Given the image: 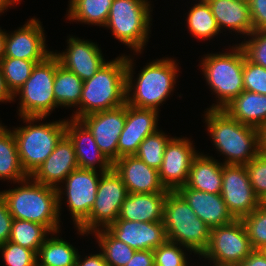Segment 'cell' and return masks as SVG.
<instances>
[{"label":"cell","mask_w":266,"mask_h":266,"mask_svg":"<svg viewBox=\"0 0 266 266\" xmlns=\"http://www.w3.org/2000/svg\"><path fill=\"white\" fill-rule=\"evenodd\" d=\"M172 138L165 134L164 131L157 130L141 142L135 156L151 168L159 170L163 163V155L167 143Z\"/></svg>","instance_id":"36"},{"label":"cell","mask_w":266,"mask_h":266,"mask_svg":"<svg viewBox=\"0 0 266 266\" xmlns=\"http://www.w3.org/2000/svg\"><path fill=\"white\" fill-rule=\"evenodd\" d=\"M57 68V57L53 52L36 63L25 84L13 95L19 96V116L48 117L57 107L53 86Z\"/></svg>","instance_id":"9"},{"label":"cell","mask_w":266,"mask_h":266,"mask_svg":"<svg viewBox=\"0 0 266 266\" xmlns=\"http://www.w3.org/2000/svg\"><path fill=\"white\" fill-rule=\"evenodd\" d=\"M151 1L113 0L107 23L104 26L112 31V36L127 45L131 51L142 53L149 39L151 26Z\"/></svg>","instance_id":"8"},{"label":"cell","mask_w":266,"mask_h":266,"mask_svg":"<svg viewBox=\"0 0 266 266\" xmlns=\"http://www.w3.org/2000/svg\"><path fill=\"white\" fill-rule=\"evenodd\" d=\"M18 184L17 188L0 191L13 219L39 223L51 233L60 232L57 188L40 184L31 176Z\"/></svg>","instance_id":"2"},{"label":"cell","mask_w":266,"mask_h":266,"mask_svg":"<svg viewBox=\"0 0 266 266\" xmlns=\"http://www.w3.org/2000/svg\"><path fill=\"white\" fill-rule=\"evenodd\" d=\"M244 90L266 94V68L249 61L244 54L243 66Z\"/></svg>","instance_id":"42"},{"label":"cell","mask_w":266,"mask_h":266,"mask_svg":"<svg viewBox=\"0 0 266 266\" xmlns=\"http://www.w3.org/2000/svg\"><path fill=\"white\" fill-rule=\"evenodd\" d=\"M78 168L74 146L65 134L54 151L36 169L31 177L40 184L58 188L65 178Z\"/></svg>","instance_id":"22"},{"label":"cell","mask_w":266,"mask_h":266,"mask_svg":"<svg viewBox=\"0 0 266 266\" xmlns=\"http://www.w3.org/2000/svg\"><path fill=\"white\" fill-rule=\"evenodd\" d=\"M112 168L121 177L128 193H168L158 170L151 168L135 155L116 160Z\"/></svg>","instance_id":"20"},{"label":"cell","mask_w":266,"mask_h":266,"mask_svg":"<svg viewBox=\"0 0 266 266\" xmlns=\"http://www.w3.org/2000/svg\"><path fill=\"white\" fill-rule=\"evenodd\" d=\"M187 137L172 138L165 148L160 179L169 191H177L187 183L193 159L199 154Z\"/></svg>","instance_id":"15"},{"label":"cell","mask_w":266,"mask_h":266,"mask_svg":"<svg viewBox=\"0 0 266 266\" xmlns=\"http://www.w3.org/2000/svg\"><path fill=\"white\" fill-rule=\"evenodd\" d=\"M126 55L106 62L90 79L83 81L80 103L73 119L126 104Z\"/></svg>","instance_id":"3"},{"label":"cell","mask_w":266,"mask_h":266,"mask_svg":"<svg viewBox=\"0 0 266 266\" xmlns=\"http://www.w3.org/2000/svg\"><path fill=\"white\" fill-rule=\"evenodd\" d=\"M254 31H266V0H247Z\"/></svg>","instance_id":"43"},{"label":"cell","mask_w":266,"mask_h":266,"mask_svg":"<svg viewBox=\"0 0 266 266\" xmlns=\"http://www.w3.org/2000/svg\"><path fill=\"white\" fill-rule=\"evenodd\" d=\"M108 266H126L135 250L115 238L106 228L93 231Z\"/></svg>","instance_id":"33"},{"label":"cell","mask_w":266,"mask_h":266,"mask_svg":"<svg viewBox=\"0 0 266 266\" xmlns=\"http://www.w3.org/2000/svg\"><path fill=\"white\" fill-rule=\"evenodd\" d=\"M205 125L223 164L246 165L260 152L257 129L231 118L223 109H206Z\"/></svg>","instance_id":"4"},{"label":"cell","mask_w":266,"mask_h":266,"mask_svg":"<svg viewBox=\"0 0 266 266\" xmlns=\"http://www.w3.org/2000/svg\"><path fill=\"white\" fill-rule=\"evenodd\" d=\"M83 80L75 73L64 68L57 59V68L53 86L55 101L60 107H77L80 103Z\"/></svg>","instance_id":"30"},{"label":"cell","mask_w":266,"mask_h":266,"mask_svg":"<svg viewBox=\"0 0 266 266\" xmlns=\"http://www.w3.org/2000/svg\"><path fill=\"white\" fill-rule=\"evenodd\" d=\"M126 266H154L153 250H137Z\"/></svg>","instance_id":"45"},{"label":"cell","mask_w":266,"mask_h":266,"mask_svg":"<svg viewBox=\"0 0 266 266\" xmlns=\"http://www.w3.org/2000/svg\"><path fill=\"white\" fill-rule=\"evenodd\" d=\"M41 61H29L18 58L3 57L0 67L5 78L7 88L14 94L21 88L32 74L36 63Z\"/></svg>","instance_id":"35"},{"label":"cell","mask_w":266,"mask_h":266,"mask_svg":"<svg viewBox=\"0 0 266 266\" xmlns=\"http://www.w3.org/2000/svg\"><path fill=\"white\" fill-rule=\"evenodd\" d=\"M5 38H6V31L2 30L0 27V61L3 59L5 55Z\"/></svg>","instance_id":"50"},{"label":"cell","mask_w":266,"mask_h":266,"mask_svg":"<svg viewBox=\"0 0 266 266\" xmlns=\"http://www.w3.org/2000/svg\"><path fill=\"white\" fill-rule=\"evenodd\" d=\"M106 229L135 251L154 250L167 240L163 221L139 222L116 219Z\"/></svg>","instance_id":"19"},{"label":"cell","mask_w":266,"mask_h":266,"mask_svg":"<svg viewBox=\"0 0 266 266\" xmlns=\"http://www.w3.org/2000/svg\"><path fill=\"white\" fill-rule=\"evenodd\" d=\"M159 111L126 103V121L118 139V159L135 155L141 142L158 130Z\"/></svg>","instance_id":"18"},{"label":"cell","mask_w":266,"mask_h":266,"mask_svg":"<svg viewBox=\"0 0 266 266\" xmlns=\"http://www.w3.org/2000/svg\"><path fill=\"white\" fill-rule=\"evenodd\" d=\"M13 102L14 101V95L11 93V91L7 88L5 78L3 76L1 67H0V102Z\"/></svg>","instance_id":"48"},{"label":"cell","mask_w":266,"mask_h":266,"mask_svg":"<svg viewBox=\"0 0 266 266\" xmlns=\"http://www.w3.org/2000/svg\"><path fill=\"white\" fill-rule=\"evenodd\" d=\"M67 20L105 26L113 0H69Z\"/></svg>","instance_id":"31"},{"label":"cell","mask_w":266,"mask_h":266,"mask_svg":"<svg viewBox=\"0 0 266 266\" xmlns=\"http://www.w3.org/2000/svg\"><path fill=\"white\" fill-rule=\"evenodd\" d=\"M20 118L27 125L13 128L12 132L21 166L25 173L31 176L66 134V119L38 124L37 122L47 117L20 116Z\"/></svg>","instance_id":"5"},{"label":"cell","mask_w":266,"mask_h":266,"mask_svg":"<svg viewBox=\"0 0 266 266\" xmlns=\"http://www.w3.org/2000/svg\"><path fill=\"white\" fill-rule=\"evenodd\" d=\"M66 135L74 146L78 168L91 170L99 168L103 173L112 169L113 164L101 152L92 132L81 120L66 119Z\"/></svg>","instance_id":"21"},{"label":"cell","mask_w":266,"mask_h":266,"mask_svg":"<svg viewBox=\"0 0 266 266\" xmlns=\"http://www.w3.org/2000/svg\"><path fill=\"white\" fill-rule=\"evenodd\" d=\"M183 247V248H182ZM184 249V250H183ZM193 253L189 248L166 240L153 250L154 266H189L186 252Z\"/></svg>","instance_id":"38"},{"label":"cell","mask_w":266,"mask_h":266,"mask_svg":"<svg viewBox=\"0 0 266 266\" xmlns=\"http://www.w3.org/2000/svg\"><path fill=\"white\" fill-rule=\"evenodd\" d=\"M186 21L187 28L191 35L195 36L194 38L205 41L222 33L206 0H199L198 3L191 7Z\"/></svg>","instance_id":"32"},{"label":"cell","mask_w":266,"mask_h":266,"mask_svg":"<svg viewBox=\"0 0 266 266\" xmlns=\"http://www.w3.org/2000/svg\"><path fill=\"white\" fill-rule=\"evenodd\" d=\"M262 251L266 254V247Z\"/></svg>","instance_id":"55"},{"label":"cell","mask_w":266,"mask_h":266,"mask_svg":"<svg viewBox=\"0 0 266 266\" xmlns=\"http://www.w3.org/2000/svg\"><path fill=\"white\" fill-rule=\"evenodd\" d=\"M220 194L235 219L249 215L262 203L254 193L245 165L222 163Z\"/></svg>","instance_id":"13"},{"label":"cell","mask_w":266,"mask_h":266,"mask_svg":"<svg viewBox=\"0 0 266 266\" xmlns=\"http://www.w3.org/2000/svg\"><path fill=\"white\" fill-rule=\"evenodd\" d=\"M127 195L126 186L115 170L112 168L104 172L99 180L94 205L89 216L76 227L77 233L87 236L114 223Z\"/></svg>","instance_id":"10"},{"label":"cell","mask_w":266,"mask_h":266,"mask_svg":"<svg viewBox=\"0 0 266 266\" xmlns=\"http://www.w3.org/2000/svg\"><path fill=\"white\" fill-rule=\"evenodd\" d=\"M67 45L66 52H52L60 65L83 81L90 79L106 63L101 48L92 41L69 35Z\"/></svg>","instance_id":"17"},{"label":"cell","mask_w":266,"mask_h":266,"mask_svg":"<svg viewBox=\"0 0 266 266\" xmlns=\"http://www.w3.org/2000/svg\"><path fill=\"white\" fill-rule=\"evenodd\" d=\"M189 188L211 194H220L222 189V163L202 152L193 159L187 183Z\"/></svg>","instance_id":"26"},{"label":"cell","mask_w":266,"mask_h":266,"mask_svg":"<svg viewBox=\"0 0 266 266\" xmlns=\"http://www.w3.org/2000/svg\"><path fill=\"white\" fill-rule=\"evenodd\" d=\"M27 177L19 160L14 134L6 126L0 132V180L18 183Z\"/></svg>","instance_id":"29"},{"label":"cell","mask_w":266,"mask_h":266,"mask_svg":"<svg viewBox=\"0 0 266 266\" xmlns=\"http://www.w3.org/2000/svg\"><path fill=\"white\" fill-rule=\"evenodd\" d=\"M41 21L31 18L10 34L6 31L4 57L43 61L52 51L47 50Z\"/></svg>","instance_id":"16"},{"label":"cell","mask_w":266,"mask_h":266,"mask_svg":"<svg viewBox=\"0 0 266 266\" xmlns=\"http://www.w3.org/2000/svg\"><path fill=\"white\" fill-rule=\"evenodd\" d=\"M245 166L255 195L266 203V155L259 153Z\"/></svg>","instance_id":"40"},{"label":"cell","mask_w":266,"mask_h":266,"mask_svg":"<svg viewBox=\"0 0 266 266\" xmlns=\"http://www.w3.org/2000/svg\"><path fill=\"white\" fill-rule=\"evenodd\" d=\"M249 36L238 44L249 61L266 68V31H253Z\"/></svg>","instance_id":"41"},{"label":"cell","mask_w":266,"mask_h":266,"mask_svg":"<svg viewBox=\"0 0 266 266\" xmlns=\"http://www.w3.org/2000/svg\"><path fill=\"white\" fill-rule=\"evenodd\" d=\"M223 110L231 118L257 129L266 123V94L244 90Z\"/></svg>","instance_id":"27"},{"label":"cell","mask_w":266,"mask_h":266,"mask_svg":"<svg viewBox=\"0 0 266 266\" xmlns=\"http://www.w3.org/2000/svg\"><path fill=\"white\" fill-rule=\"evenodd\" d=\"M6 126H4L2 123H0V132L5 128Z\"/></svg>","instance_id":"53"},{"label":"cell","mask_w":266,"mask_h":266,"mask_svg":"<svg viewBox=\"0 0 266 266\" xmlns=\"http://www.w3.org/2000/svg\"><path fill=\"white\" fill-rule=\"evenodd\" d=\"M241 266H266V254L262 250H253L240 264Z\"/></svg>","instance_id":"47"},{"label":"cell","mask_w":266,"mask_h":266,"mask_svg":"<svg viewBox=\"0 0 266 266\" xmlns=\"http://www.w3.org/2000/svg\"><path fill=\"white\" fill-rule=\"evenodd\" d=\"M6 9H8V7L0 0V13H4Z\"/></svg>","instance_id":"52"},{"label":"cell","mask_w":266,"mask_h":266,"mask_svg":"<svg viewBox=\"0 0 266 266\" xmlns=\"http://www.w3.org/2000/svg\"><path fill=\"white\" fill-rule=\"evenodd\" d=\"M126 60V103L136 108L155 109L174 91L179 66L173 58H160L146 64L133 80V58ZM176 62V63H175ZM134 82V83H133ZM132 92V93H131Z\"/></svg>","instance_id":"1"},{"label":"cell","mask_w":266,"mask_h":266,"mask_svg":"<svg viewBox=\"0 0 266 266\" xmlns=\"http://www.w3.org/2000/svg\"><path fill=\"white\" fill-rule=\"evenodd\" d=\"M7 7L14 6V4H18L22 0H1Z\"/></svg>","instance_id":"51"},{"label":"cell","mask_w":266,"mask_h":266,"mask_svg":"<svg viewBox=\"0 0 266 266\" xmlns=\"http://www.w3.org/2000/svg\"><path fill=\"white\" fill-rule=\"evenodd\" d=\"M163 225L167 240L189 248L198 257L209 246L211 229L177 191H169L166 195Z\"/></svg>","instance_id":"7"},{"label":"cell","mask_w":266,"mask_h":266,"mask_svg":"<svg viewBox=\"0 0 266 266\" xmlns=\"http://www.w3.org/2000/svg\"><path fill=\"white\" fill-rule=\"evenodd\" d=\"M13 217L8 210L5 198L0 193V245L10 239Z\"/></svg>","instance_id":"44"},{"label":"cell","mask_w":266,"mask_h":266,"mask_svg":"<svg viewBox=\"0 0 266 266\" xmlns=\"http://www.w3.org/2000/svg\"><path fill=\"white\" fill-rule=\"evenodd\" d=\"M97 171L99 170L77 168L62 182L65 185L57 188L59 214L61 216V201L66 195V204L75 228L89 216L96 200L99 180L103 174L100 171L98 174Z\"/></svg>","instance_id":"12"},{"label":"cell","mask_w":266,"mask_h":266,"mask_svg":"<svg viewBox=\"0 0 266 266\" xmlns=\"http://www.w3.org/2000/svg\"><path fill=\"white\" fill-rule=\"evenodd\" d=\"M54 232L47 237L37 253L39 266H75L78 256L76 249L70 242L59 239ZM55 236V237H52Z\"/></svg>","instance_id":"28"},{"label":"cell","mask_w":266,"mask_h":266,"mask_svg":"<svg viewBox=\"0 0 266 266\" xmlns=\"http://www.w3.org/2000/svg\"><path fill=\"white\" fill-rule=\"evenodd\" d=\"M219 266H241L240 264H234V265H219Z\"/></svg>","instance_id":"54"},{"label":"cell","mask_w":266,"mask_h":266,"mask_svg":"<svg viewBox=\"0 0 266 266\" xmlns=\"http://www.w3.org/2000/svg\"><path fill=\"white\" fill-rule=\"evenodd\" d=\"M241 220L253 250H263L266 247V203H261L252 213Z\"/></svg>","instance_id":"37"},{"label":"cell","mask_w":266,"mask_h":266,"mask_svg":"<svg viewBox=\"0 0 266 266\" xmlns=\"http://www.w3.org/2000/svg\"><path fill=\"white\" fill-rule=\"evenodd\" d=\"M177 192L210 229L230 224L235 220L221 194L199 191L186 185L180 187Z\"/></svg>","instance_id":"23"},{"label":"cell","mask_w":266,"mask_h":266,"mask_svg":"<svg viewBox=\"0 0 266 266\" xmlns=\"http://www.w3.org/2000/svg\"><path fill=\"white\" fill-rule=\"evenodd\" d=\"M0 253L6 266H36L37 253L11 241L0 245Z\"/></svg>","instance_id":"39"},{"label":"cell","mask_w":266,"mask_h":266,"mask_svg":"<svg viewBox=\"0 0 266 266\" xmlns=\"http://www.w3.org/2000/svg\"><path fill=\"white\" fill-rule=\"evenodd\" d=\"M219 30L224 28L246 38L253 31L247 0H206Z\"/></svg>","instance_id":"24"},{"label":"cell","mask_w":266,"mask_h":266,"mask_svg":"<svg viewBox=\"0 0 266 266\" xmlns=\"http://www.w3.org/2000/svg\"><path fill=\"white\" fill-rule=\"evenodd\" d=\"M92 132L101 152L113 164L118 160V139L126 121V104L80 119Z\"/></svg>","instance_id":"14"},{"label":"cell","mask_w":266,"mask_h":266,"mask_svg":"<svg viewBox=\"0 0 266 266\" xmlns=\"http://www.w3.org/2000/svg\"><path fill=\"white\" fill-rule=\"evenodd\" d=\"M167 193H128L117 219L139 222L163 221Z\"/></svg>","instance_id":"25"},{"label":"cell","mask_w":266,"mask_h":266,"mask_svg":"<svg viewBox=\"0 0 266 266\" xmlns=\"http://www.w3.org/2000/svg\"><path fill=\"white\" fill-rule=\"evenodd\" d=\"M229 49V52L207 54L201 58L199 66L206 83L218 98L216 104L207 109H223L244 91V51L239 44Z\"/></svg>","instance_id":"6"},{"label":"cell","mask_w":266,"mask_h":266,"mask_svg":"<svg viewBox=\"0 0 266 266\" xmlns=\"http://www.w3.org/2000/svg\"><path fill=\"white\" fill-rule=\"evenodd\" d=\"M257 135L259 152L266 155V123L257 128Z\"/></svg>","instance_id":"49"},{"label":"cell","mask_w":266,"mask_h":266,"mask_svg":"<svg viewBox=\"0 0 266 266\" xmlns=\"http://www.w3.org/2000/svg\"><path fill=\"white\" fill-rule=\"evenodd\" d=\"M51 232L36 222L13 219L9 241L38 253Z\"/></svg>","instance_id":"34"},{"label":"cell","mask_w":266,"mask_h":266,"mask_svg":"<svg viewBox=\"0 0 266 266\" xmlns=\"http://www.w3.org/2000/svg\"><path fill=\"white\" fill-rule=\"evenodd\" d=\"M252 251L244 223L235 219L210 230L209 246L200 257L209 260L212 266L234 265L241 264Z\"/></svg>","instance_id":"11"},{"label":"cell","mask_w":266,"mask_h":266,"mask_svg":"<svg viewBox=\"0 0 266 266\" xmlns=\"http://www.w3.org/2000/svg\"><path fill=\"white\" fill-rule=\"evenodd\" d=\"M75 266H108L102 252L99 251L97 254H90L81 258V255L77 256Z\"/></svg>","instance_id":"46"}]
</instances>
